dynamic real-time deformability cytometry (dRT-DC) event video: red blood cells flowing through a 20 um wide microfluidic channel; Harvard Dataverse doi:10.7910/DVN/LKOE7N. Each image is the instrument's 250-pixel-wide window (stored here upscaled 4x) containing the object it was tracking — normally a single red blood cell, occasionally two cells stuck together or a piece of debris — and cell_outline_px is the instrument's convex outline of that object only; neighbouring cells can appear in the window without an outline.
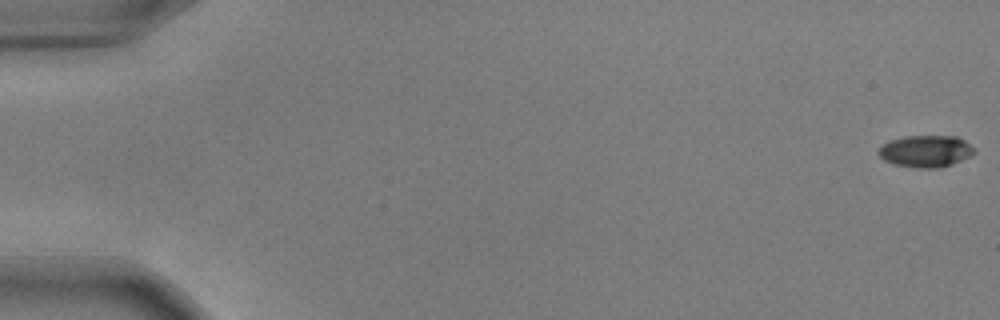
{"species": "common noctule bat (a hibernating species)", "species_latin": "Nyctalus noctula", "temperature_condition": "warm", "stored_images_in_passage": 55, "camera_frame_rate_fps": 3000, "um_per_image_px": 0.085, "animal": {"sex": "male", "body_mass_g": 17.9, "forearm_length_mm": 54.2}, "frame": {"image": 1, "passage_image": 1, "time_ms": 0.0, "image_size_px": [1000, 320], "cell_outline_px": [[976, 152], [952, 164], [940, 168], [920, 168], [892, 164], [884, 160], [876, 152], [888, 140], [904, 136], [956, 136], [964, 140]], "centroid_in_image_um": [78.64, 12.85], "position_along_channel_um": 6.4, "area_um2": 17.69}}
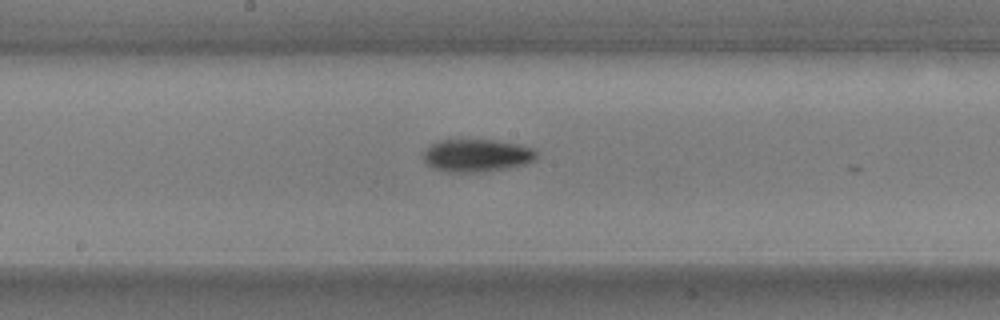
{"frame": {"image": 2, "passage_image": 30, "time_ms": 9.667, "image_size_px": [1000, 320], "cell_outline_px": [[536, 156], [528, 164], [508, 168], [484, 172], [444, 172], [432, 168], [424, 160], [424, 152], [432, 144], [440, 140], [492, 140], [516, 144], [532, 148], [536, 152]], "centroid_in_image_um": [40.51, 13.23], "position_along_channel_um": 207.7, "area_um2": 21.44}}
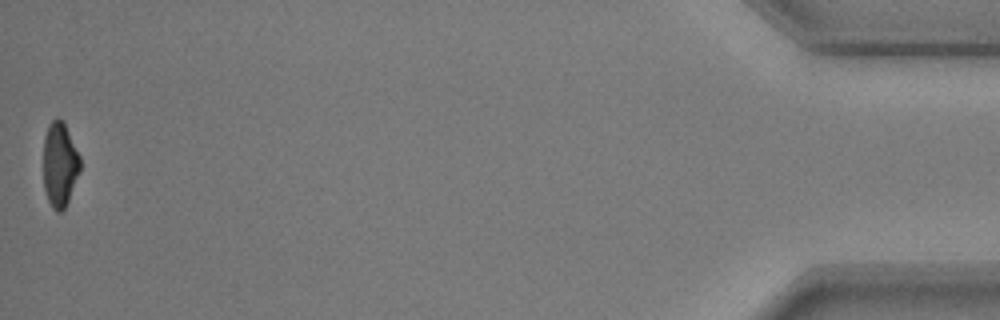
{"frame": {"image": 3, "passage_image": 55, "time_ms": 18.0, "image_size_px": [1000, 320], "cell_outline_px": [[80, 172], [68, 200], [64, 208], [60, 212], [56, 212], [52, 208], [48, 200], [44, 188], [44, 136], [48, 124], [56, 116], [64, 124], [80, 156]], "centroid_in_image_um": [5.07, 13.99], "position_along_channel_um": 430.1, "area_um2": 17.98}, "authors_computed_cell_mechanics": {"area_um2": 19.8254, "velocity_mm_per_s": 3.7444, "shape_relaxation_time_tau1_ms": 2.9905, "shape_relaxation_time_tau2_ms": null, "deformation_change_tau1": 0.1529, "deformation_change_tau2": null}}